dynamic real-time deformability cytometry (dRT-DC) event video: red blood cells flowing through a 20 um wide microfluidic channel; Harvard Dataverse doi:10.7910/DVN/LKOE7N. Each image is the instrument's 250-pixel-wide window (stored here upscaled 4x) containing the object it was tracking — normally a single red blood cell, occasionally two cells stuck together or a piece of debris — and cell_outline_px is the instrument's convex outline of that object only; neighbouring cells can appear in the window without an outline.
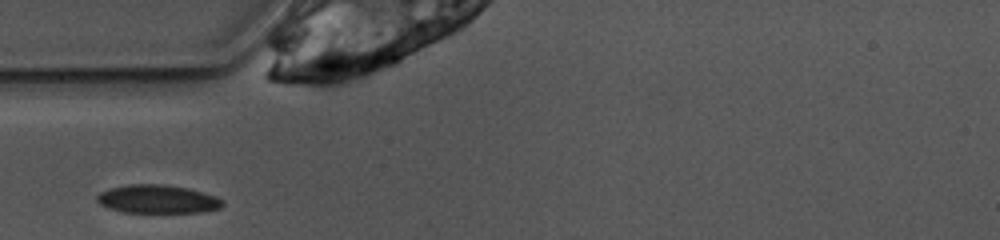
{"species": "common noctule bat (a hibernating species)", "species_latin": "Nyctalus noctula", "temperature_condition": "warm", "stored_images_in_passage": 23, "camera_frame_rate_fps": 3000, "um_per_image_px": 0.085, "animal": {"sex": "female", "body_mass_g": 10.0, "forearm_length_mm": 53.1}, "frame": {"image": 1, "passage_image": 1, "time_ms": 0.0, "image_size_px": [1000, 240], "cell_outline_px": [[224, 204], [220, 208], [204, 212], [124, 212], [108, 208], [100, 204], [96, 200], [96, 196], [100, 192], [112, 188], [128, 184], [164, 184], [188, 188], [216, 196], [224, 200]], "centroid_in_image_um": [13.41, 16.92], "position_along_channel_um": 71.6, "area_um2": 20.81}}
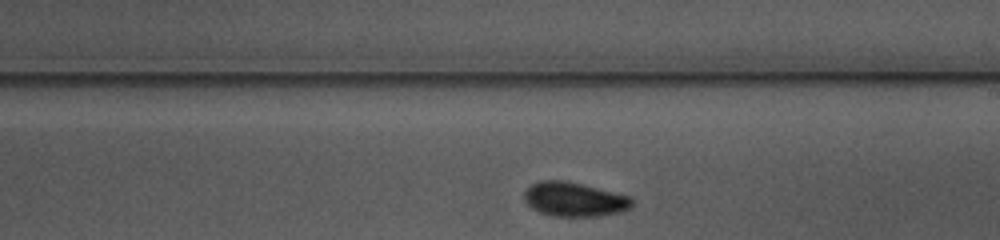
{"frame": {"image": 2, "passage_image": 14, "time_ms": 4.333, "image_size_px": [1000, 240], "cell_outline_px": [[636, 204], [632, 208], [620, 212], [600, 216], [552, 216], [540, 212], [532, 208], [524, 200], [524, 192], [532, 184], [540, 180], [564, 180], [632, 196]], "centroid_in_image_um": [48.88, 16.95], "position_along_channel_um": 240.1, "area_um2": 21.73}}
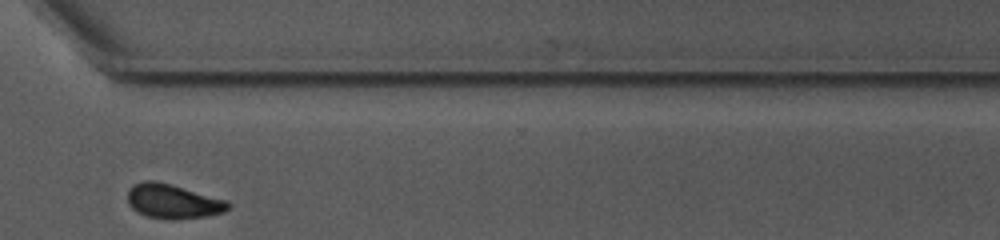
{"frame": {"image": 3, "passage_image": 23, "time_ms": 7.333, "image_size_px": [1000, 240], "cell_outline_px": [[228, 208], [224, 212], [208, 216], [180, 220], [172, 220], [148, 216], [136, 212], [128, 204], [128, 188], [132, 184], [144, 180], [156, 180], [228, 200]], "centroid_in_image_um": [14.67, 17.11], "position_along_channel_um": 355.9, "area_um2": 20.4}}